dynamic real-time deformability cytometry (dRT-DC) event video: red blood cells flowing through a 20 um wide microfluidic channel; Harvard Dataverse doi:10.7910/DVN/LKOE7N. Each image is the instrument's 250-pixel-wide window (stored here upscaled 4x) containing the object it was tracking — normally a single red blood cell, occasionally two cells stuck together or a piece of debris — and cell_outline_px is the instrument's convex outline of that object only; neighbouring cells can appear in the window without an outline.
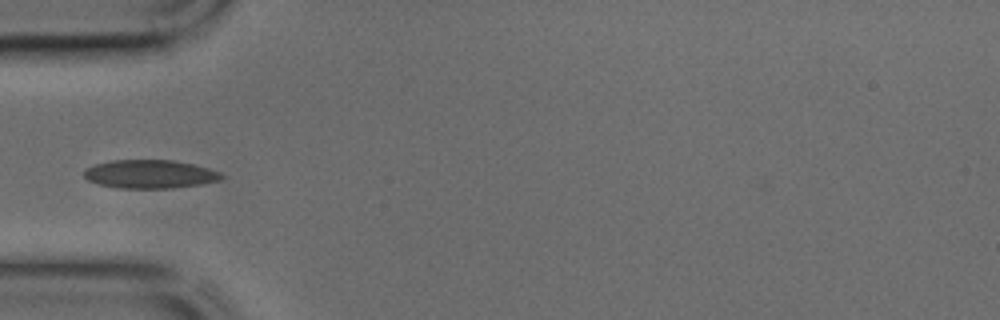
{"species": "common noctule bat (a hibernating species)", "species_latin": "Nyctalus noctula", "temperature_condition": "cold", "stored_images_in_passage": 27, "camera_frame_rate_fps": 3000, "um_per_image_px": 0.085, "animal": {"sex": "male", "body_mass_g": 17.9, "forearm_length_mm": 54.2}, "frame": {"image": 1, "passage_image": 1, "time_ms": 0.0, "image_size_px": [1000, 320], "cell_outline_px": [[224, 176], [220, 180], [200, 184], [172, 188], [116, 188], [96, 184], [88, 180], [84, 176], [84, 168], [92, 164], [112, 160], [172, 160], [192, 164], [208, 168], [220, 172]], "centroid_in_image_um": [12.68, 14.8], "position_along_channel_um": 72.3, "area_um2": 22.95}}
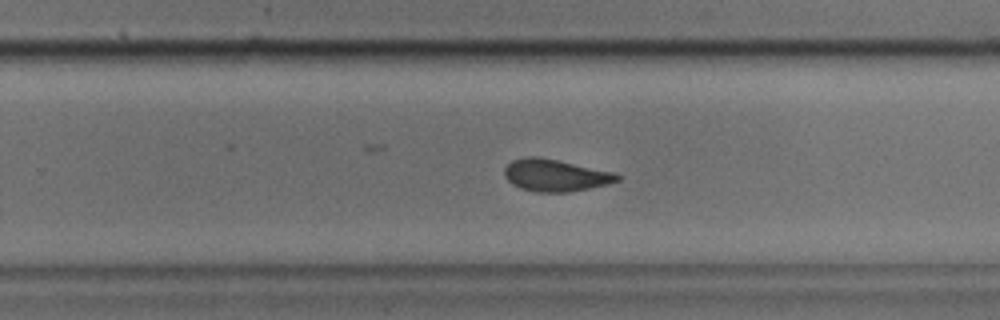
{"frame": {"image": 2, "passage_image": 15, "time_ms": 4.667, "image_size_px": [1000, 320], "cell_outline_px": [[620, 180], [588, 188], [568, 192], [536, 192], [520, 188], [512, 184], [504, 176], [504, 168], [512, 160], [524, 156], [540, 156], [616, 172], [620, 176]], "centroid_in_image_um": [47.18, 14.88], "position_along_channel_um": 282.6, "area_um2": 21.21}}
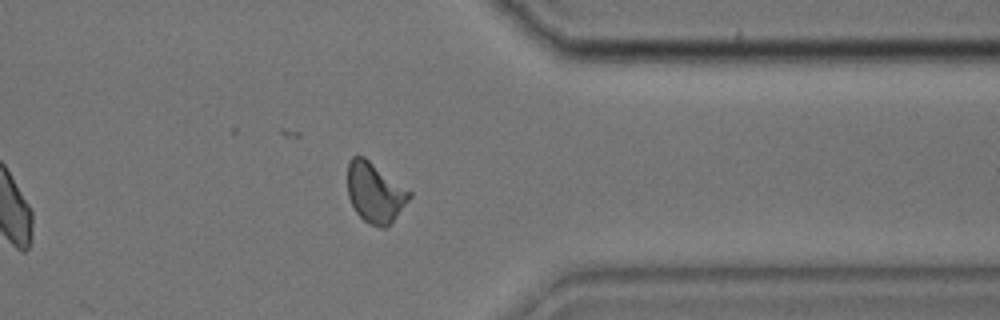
{"frame": {"image": 3, "passage_image": 22, "time_ms": 7.0, "image_size_px": [1000, 320], "cell_outline_px": [[412, 196], [392, 220], [384, 228], [380, 228], [368, 224], [356, 212], [348, 196], [348, 164], [352, 156], [364, 156], [412, 192]], "centroid_in_image_um": [31.86, 16.36], "position_along_channel_um": 379.5, "area_um2": 21.39}}